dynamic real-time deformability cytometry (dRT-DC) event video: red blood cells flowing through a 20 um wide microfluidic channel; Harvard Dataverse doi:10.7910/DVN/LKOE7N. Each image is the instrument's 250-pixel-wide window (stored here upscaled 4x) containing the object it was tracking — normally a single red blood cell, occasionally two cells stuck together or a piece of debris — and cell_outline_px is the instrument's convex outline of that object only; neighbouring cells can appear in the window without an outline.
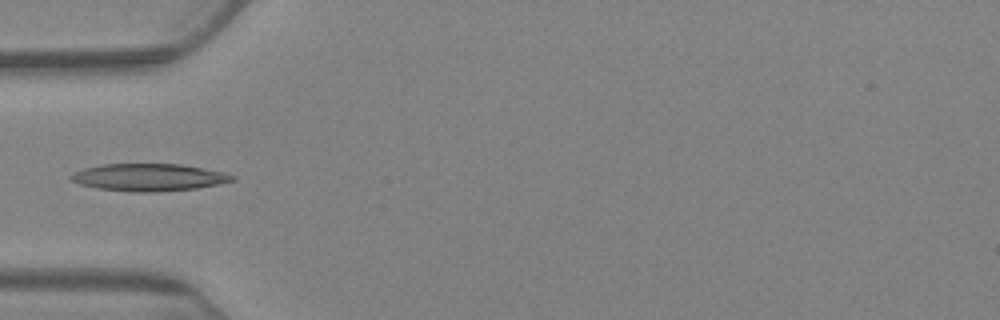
{"species": "Egyptian fruit bat (a non-hibernating species)", "species_latin": "Rousettus aegyptiacus", "temperature_condition": "warm", "stored_images_in_passage": 6, "camera_frame_rate_fps": 3000, "um_per_image_px": 0.085, "animal": {"sex": "female"}, "frame": {"image": 1, "passage_image": 6, "time_ms": 5.667, "image_size_px": [1000, 320], "cell_outline_px": [[236, 180], [196, 188], [156, 192], [132, 192], [96, 188], [80, 184], [72, 180], [68, 176], [72, 172], [84, 168], [100, 164], [180, 164], [224, 172], [236, 176]], "centroid_in_image_um": [12.62, 15.07], "position_along_channel_um": 72.4, "area_um2": 25.72}}